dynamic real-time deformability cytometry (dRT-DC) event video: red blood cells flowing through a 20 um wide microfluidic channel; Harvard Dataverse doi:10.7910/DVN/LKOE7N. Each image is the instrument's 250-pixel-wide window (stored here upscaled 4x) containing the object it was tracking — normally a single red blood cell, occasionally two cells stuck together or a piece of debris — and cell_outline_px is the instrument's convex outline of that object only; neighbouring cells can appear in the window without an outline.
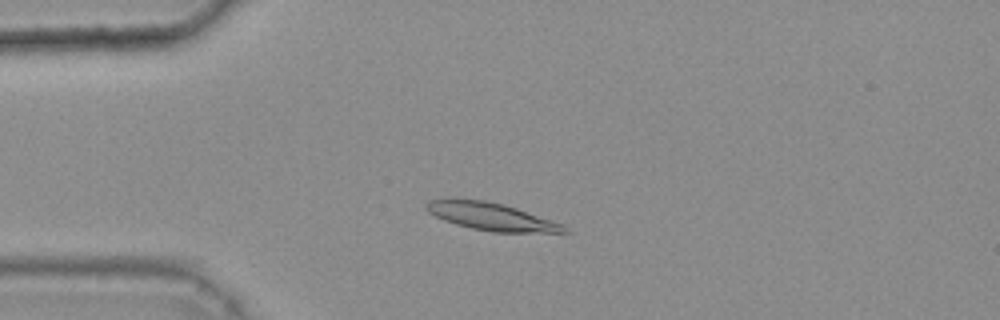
{"species": "common noctule bat (a hibernating species)", "species_latin": "Nyctalus noctula", "temperature_condition": "warm", "stored_images_in_passage": 42, "camera_frame_rate_fps": 3000, "um_per_image_px": 0.085, "animal": {"sex": "female", "body_mass_g": 25.1}, "frame": {"image": 1, "passage_image": 11, "time_ms": 3.333, "image_size_px": [1000, 320], "cell_outline_px": [[572, 232], [492, 232], [472, 228], [456, 224], [444, 220], [428, 212], [424, 208], [424, 204], [428, 200], [448, 196], [456, 196], [484, 200], [504, 204], [564, 224]], "centroid_in_image_um": [41.67, 18.36], "position_along_channel_um": 43.3, "area_um2": 22.77}}
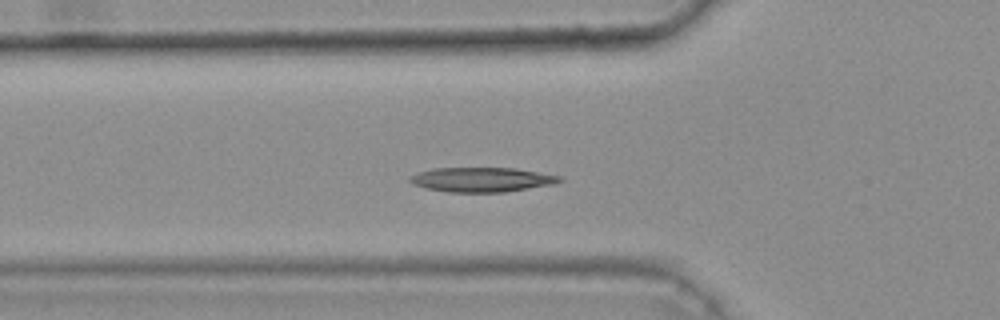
{"frame": {"image": 2, "passage_image": 16, "time_ms": 5.0, "image_size_px": [1000, 320], "cell_outline_px": [[564, 180], [556, 184], [504, 192], [448, 192], [424, 188], [412, 184], [408, 180], [408, 176], [416, 172], [432, 168], [516, 168], [564, 176]], "centroid_in_image_um": [40.96, 15.26], "position_along_channel_um": 84.8, "area_um2": 21.85}}
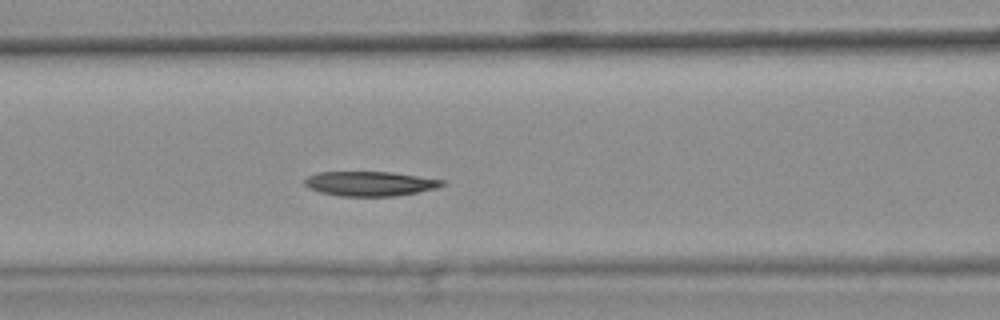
{"frame": {"image": 3, "passage_image": 20, "time_ms": 6.333, "image_size_px": [1000, 320], "cell_outline_px": [[444, 184], [436, 188], [396, 196], [340, 196], [320, 192], [308, 188], [304, 184], [304, 180], [308, 176], [316, 172], [392, 172], [444, 180]], "centroid_in_image_um": [31.4, 15.61], "position_along_channel_um": 135.2, "area_um2": 19.65}, "authors_computed_cell_mechanics": {"area_um2": 20.8658, "velocity_mm_per_s": 3.753, "shape_relaxation_time_tau1_ms": 9.3426, "shape_relaxation_time_tau2_ms": null, "deformation_change_tau1": 0.1749, "deformation_change_tau2": null}}